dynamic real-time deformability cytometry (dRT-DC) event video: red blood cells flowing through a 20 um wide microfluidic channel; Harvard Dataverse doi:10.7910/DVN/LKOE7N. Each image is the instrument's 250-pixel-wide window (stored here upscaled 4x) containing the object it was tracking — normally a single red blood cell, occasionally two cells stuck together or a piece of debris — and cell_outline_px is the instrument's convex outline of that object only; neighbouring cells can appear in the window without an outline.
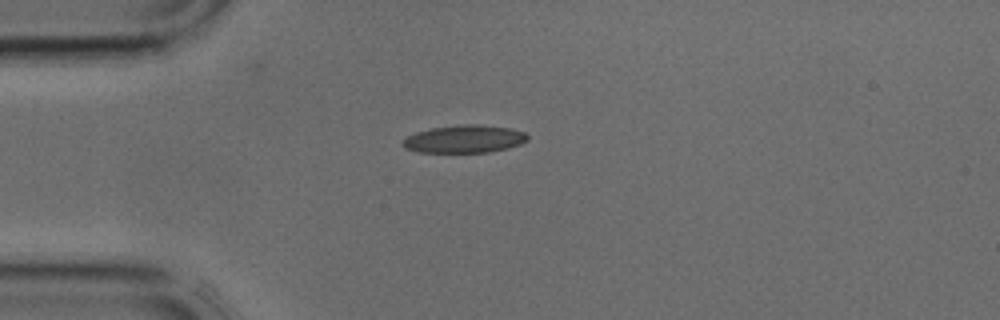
{"species": "common noctule bat (a hibernating species)", "species_latin": "Nyctalus noctula", "temperature_condition": "cold", "stored_images_in_passage": 4, "camera_frame_rate_fps": 3000, "um_per_image_px": 0.085, "animal": {"sex": "male", "body_mass_g": 17.9, "forearm_length_mm": 54.2}, "frame": {"image": 1, "passage_image": 4, "time_ms": 1.0, "image_size_px": [1000, 320], "cell_outline_px": [[528, 140], [520, 144], [508, 148], [488, 152], [420, 152], [404, 148], [400, 144], [400, 140], [416, 132], [432, 128], [460, 124], [476, 124], [512, 128], [524, 132], [528, 136]], "centroid_in_image_um": [39.45, 11.81], "position_along_channel_um": 45.5, "area_um2": 20.29}}